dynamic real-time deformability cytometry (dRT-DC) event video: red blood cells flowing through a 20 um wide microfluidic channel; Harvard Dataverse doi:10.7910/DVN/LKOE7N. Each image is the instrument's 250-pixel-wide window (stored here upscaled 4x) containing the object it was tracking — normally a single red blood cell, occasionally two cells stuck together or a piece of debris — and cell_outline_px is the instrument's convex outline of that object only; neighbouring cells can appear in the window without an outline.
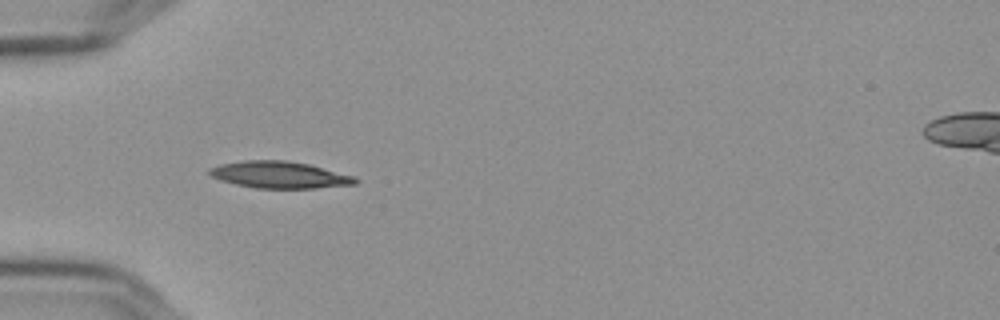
{"species": "Egyptian fruit bat (a non-hibernating species)", "species_latin": "Rousettus aegyptiacus", "temperature_condition": "cold", "stored_images_in_passage": 39, "camera_frame_rate_fps": 3000, "um_per_image_px": 0.085, "frame": {"image": 1, "passage_image": 1, "time_ms": 0.0, "image_size_px": [1000, 320], "cell_outline_px": [[360, 180], [356, 184], [316, 188], [256, 188], [236, 184], [220, 180], [212, 176], [208, 172], [208, 168], [220, 164], [244, 160], [288, 160], [308, 164], [356, 176]], "centroid_in_image_um": [23.78, 14.85], "position_along_channel_um": 61.2, "area_um2": 22.89}}
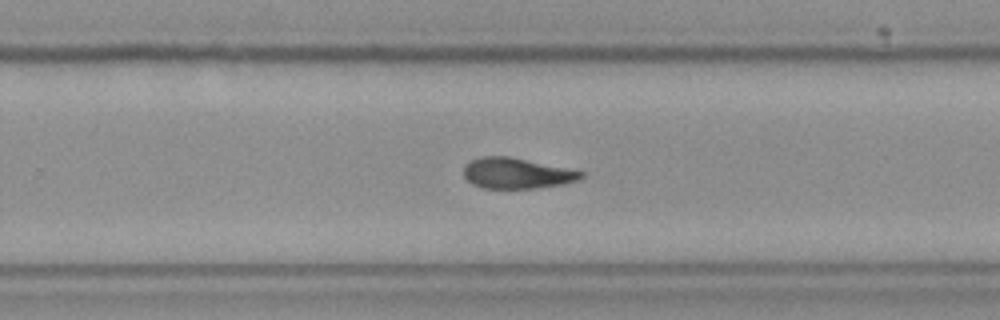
{"frame": {"image": 2, "passage_image": 20, "time_ms": 6.333, "image_size_px": [1000, 320], "cell_outline_px": [[584, 176], [580, 180], [564, 184], [536, 188], [480, 188], [472, 184], [464, 176], [464, 164], [480, 156], [508, 156], [584, 172]], "centroid_in_image_um": [43.9, 14.73], "position_along_channel_um": 285.9, "area_um2": 20.92}}
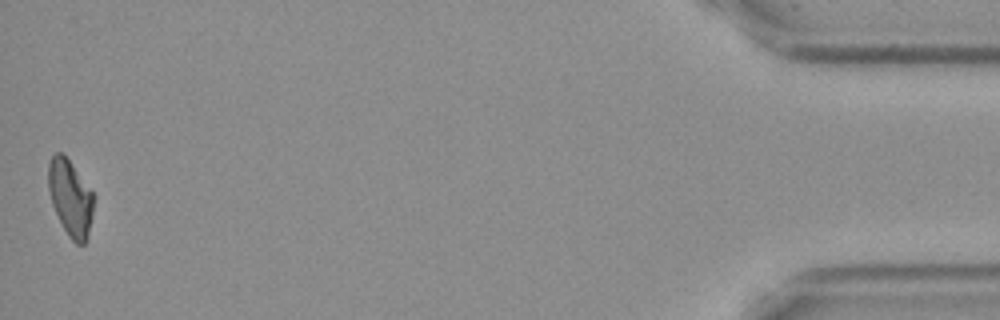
{"frame": {"image": 3, "passage_image": 39, "time_ms": 12.667, "image_size_px": [1000, 320], "cell_outline_px": [[96, 196], [88, 236], [84, 244], [76, 244], [68, 236], [52, 204], [48, 188], [48, 164], [52, 156], [56, 152], [60, 152], [68, 160]], "centroid_in_image_um": [6.0, 16.84], "position_along_channel_um": 429.2, "area_um2": 20.0}, "authors_computed_cell_mechanics": {"area_um2": 21.3282, "velocity_mm_per_s": 3.613, "shape_relaxation_time_tau1_ms": null, "shape_relaxation_time_tau2_ms": 6.1371, "deformation_change_tau1": null, "deformation_change_tau2": 0.1272}}